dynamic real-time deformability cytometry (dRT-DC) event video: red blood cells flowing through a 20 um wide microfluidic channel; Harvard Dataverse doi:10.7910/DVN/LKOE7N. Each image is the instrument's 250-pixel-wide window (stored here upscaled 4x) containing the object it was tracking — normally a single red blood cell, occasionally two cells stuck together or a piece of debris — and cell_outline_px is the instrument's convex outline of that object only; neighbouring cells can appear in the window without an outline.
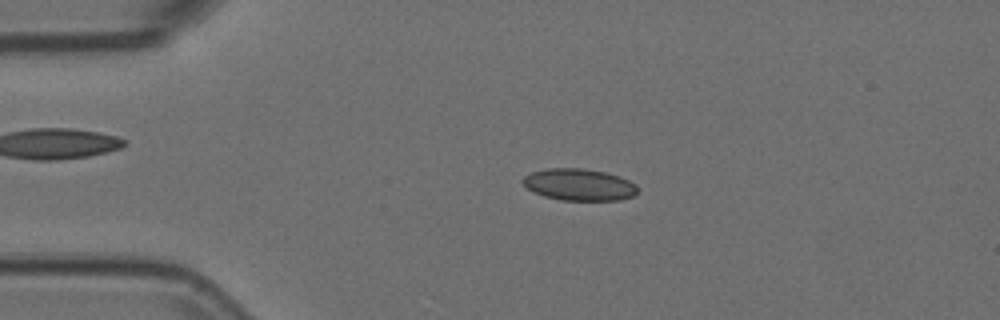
{"species": "Egyptian fruit bat (a non-hibernating species)", "species_latin": "Rousettus aegyptiacus", "temperature_condition": "room temperature", "stored_images_in_passage": 54, "camera_frame_rate_fps": 3000, "um_per_image_px": 0.085, "animal": {"sex": "female"}, "frame": {"image": 1, "passage_image": 11, "time_ms": 3.333, "image_size_px": [1000, 320], "cell_outline_px": [[636, 192], [632, 196], [620, 200], [560, 200], [544, 196], [528, 188], [520, 180], [524, 176], [532, 172], [544, 168], [584, 168], [608, 172], [620, 176], [636, 184]], "centroid_in_image_um": [49.22, 15.68], "position_along_channel_um": 35.8, "area_um2": 21.33}}
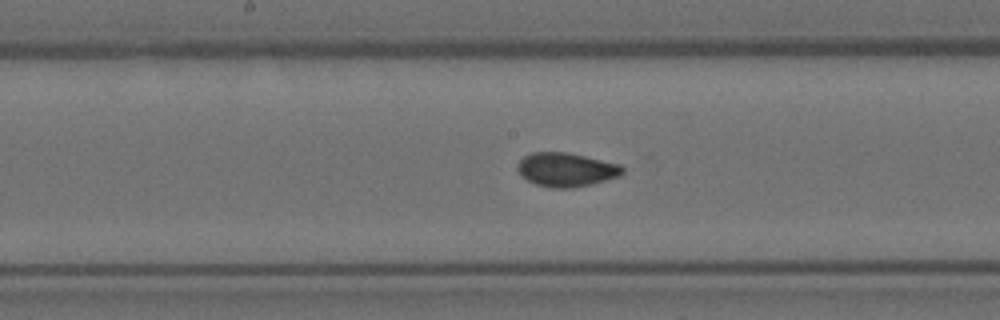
{"frame": {"image": 2, "passage_image": 27, "time_ms": 8.667, "image_size_px": [1000, 320], "cell_outline_px": [[624, 172], [620, 176], [572, 188], [552, 188], [536, 184], [520, 176], [516, 168], [516, 164], [524, 156], [532, 152], [568, 152], [620, 164], [624, 168]], "centroid_in_image_um": [48.09, 14.41], "position_along_channel_um": 200.1, "area_um2": 20.75}}
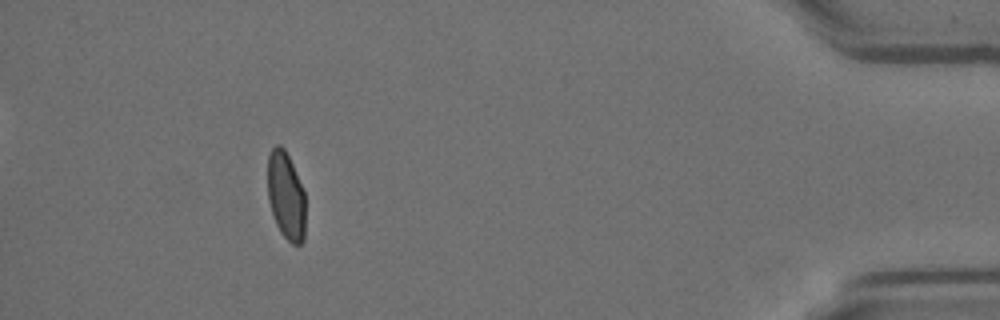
{"frame": {"image": 3, "passage_image": 49, "time_ms": 16.0, "image_size_px": [1000, 320], "cell_outline_px": [[304, 240], [300, 244], [292, 244], [280, 232], [276, 224], [268, 200], [268, 156], [272, 148], [276, 144], [280, 144], [284, 148], [292, 164], [304, 192]], "centroid_in_image_um": [24.29, 16.64], "position_along_channel_um": 410.9, "area_um2": 19.13}, "authors_computed_cell_mechanics": {"area_um2": 20.4612, "velocity_mm_per_s": 3.7196, "shape_relaxation_time_tau1_ms": 6.6782, "shape_relaxation_time_tau2_ms": null, "deformation_change_tau1": 0.1523, "deformation_change_tau2": null}}